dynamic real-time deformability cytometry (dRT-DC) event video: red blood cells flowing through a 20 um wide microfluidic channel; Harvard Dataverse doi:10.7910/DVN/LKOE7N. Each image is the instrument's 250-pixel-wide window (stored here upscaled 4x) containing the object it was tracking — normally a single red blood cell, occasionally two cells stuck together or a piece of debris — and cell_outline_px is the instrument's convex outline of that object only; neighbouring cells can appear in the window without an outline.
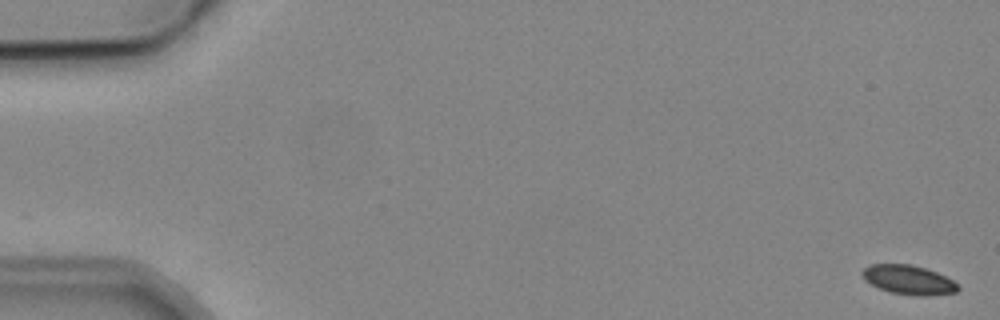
{"species": "common noctule bat (a hibernating species)", "species_latin": "Nyctalus noctula", "temperature_condition": "cold", "stored_images_in_passage": 7, "camera_frame_rate_fps": 3000, "um_per_image_px": 0.085, "animal": {"sex": "male", "body_mass_g": 19.2, "forearm_length_mm": 51.8}, "frame": {"image": 1, "passage_image": 1, "time_ms": 0.0, "image_size_px": [1000, 320], "cell_outline_px": [[960, 288], [956, 292], [892, 292], [880, 288], [864, 280], [860, 272], [864, 268], [872, 264], [908, 264], [924, 268], [936, 272], [960, 284]], "centroid_in_image_um": [77.15, 23.7], "position_along_channel_um": 7.8, "area_um2": 15.14}}
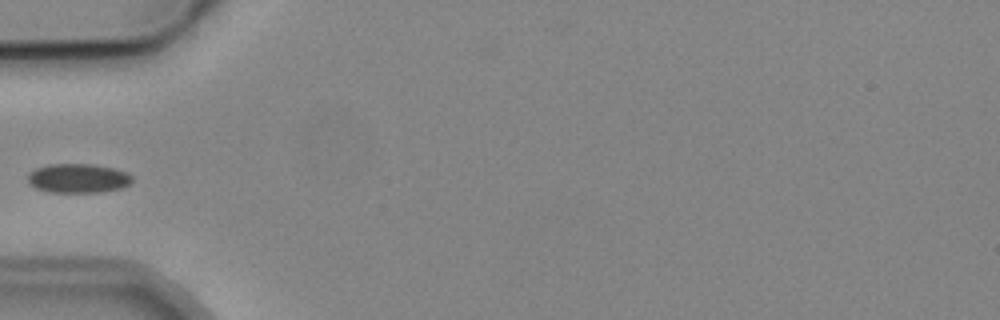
{"frame": {"image": 2, "passage_image": 6, "time_ms": 6.0, "image_size_px": [1000, 320], "cell_outline_px": [[132, 180], [128, 184], [120, 188], [100, 192], [48, 192], [36, 188], [28, 184], [28, 172], [36, 168], [48, 164], [92, 164], [112, 168], [128, 172], [132, 176]], "centroid_in_image_um": [6.6, 15.15], "position_along_channel_um": 78.4, "area_um2": 17.8}}